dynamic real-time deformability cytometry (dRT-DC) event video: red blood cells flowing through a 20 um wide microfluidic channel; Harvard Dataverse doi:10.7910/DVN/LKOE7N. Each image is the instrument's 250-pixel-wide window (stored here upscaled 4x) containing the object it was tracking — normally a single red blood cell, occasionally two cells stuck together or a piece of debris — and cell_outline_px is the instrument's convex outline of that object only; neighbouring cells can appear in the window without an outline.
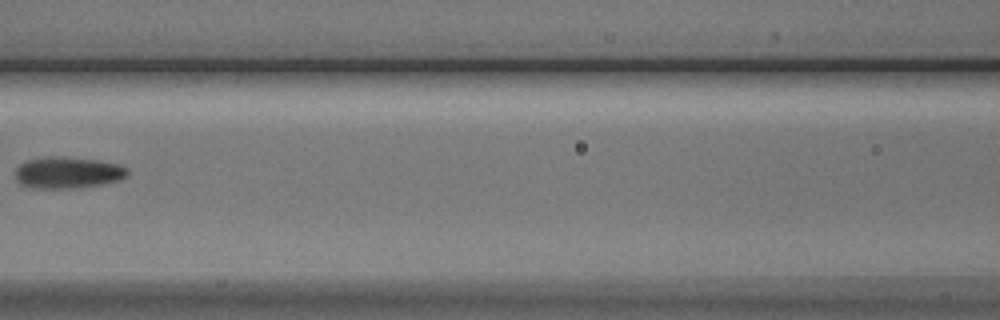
{"species": "Egyptian fruit bat (a non-hibernating species)", "species_latin": "Rousettus aegyptiacus", "temperature_condition": "cold", "stored_images_in_passage": 7, "camera_frame_rate_fps": 3000, "um_per_image_px": 0.085, "animal": {"sex": "male"}, "frame": {"image": 1, "passage_image": 7, "time_ms": 7.667, "image_size_px": [1000, 320], "cell_outline_px": [[128, 172], [120, 180], [104, 184], [72, 188], [32, 188], [20, 184], [16, 180], [16, 168], [20, 164], [28, 160], [48, 156], [60, 156], [96, 160], [120, 164], [128, 168]], "centroid_in_image_um": [5.75, 14.67], "position_along_channel_um": 160.8, "area_um2": 20.63}}